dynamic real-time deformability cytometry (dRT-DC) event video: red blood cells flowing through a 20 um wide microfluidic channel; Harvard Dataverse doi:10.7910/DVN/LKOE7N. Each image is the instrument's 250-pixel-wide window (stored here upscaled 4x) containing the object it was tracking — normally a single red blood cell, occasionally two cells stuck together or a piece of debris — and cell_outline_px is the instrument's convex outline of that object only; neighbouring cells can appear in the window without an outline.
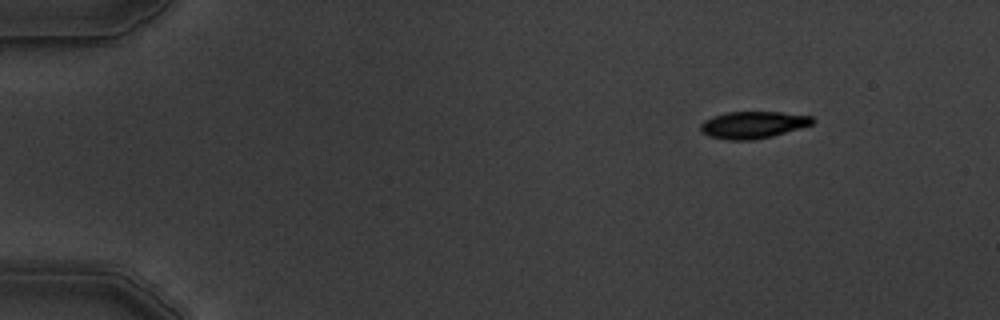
{"species": "common noctule bat (a hibernating species)", "species_latin": "Nyctalus noctula", "temperature_condition": "warm", "stored_images_in_passage": 4, "camera_frame_rate_fps": 3000, "um_per_image_px": 0.085, "animal": {"sex": "male", "body_mass_g": 19.5, "forearm_length_mm": 54.6}, "frame": {"image": 1, "passage_image": 1, "time_ms": 0.0, "image_size_px": [1000, 320], "cell_outline_px": [[816, 120], [812, 124], [800, 128], [772, 136], [752, 140], [728, 140], [708, 136], [700, 132], [700, 124], [704, 120], [712, 116], [728, 112], [780, 112], [812, 116]], "centroid_in_image_um": [63.98, 10.61], "position_along_channel_um": 21.0, "area_um2": 17.69}}
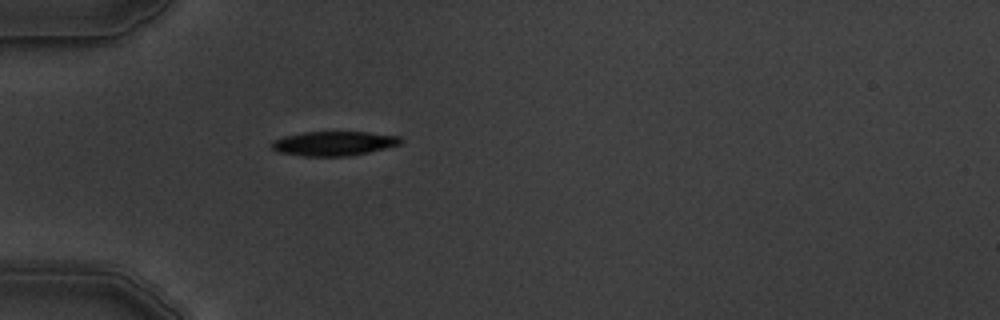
{"frame": {"image": 2, "passage_image": 4, "time_ms": 3.333, "image_size_px": [1000, 320], "cell_outline_px": [[404, 140], [400, 144], [368, 152], [348, 156], [304, 156], [280, 152], [272, 148], [272, 140], [284, 136], [304, 132], [368, 132], [400, 136]], "centroid_in_image_um": [28.39, 12.18], "position_along_channel_um": 56.6, "area_um2": 18.21}}